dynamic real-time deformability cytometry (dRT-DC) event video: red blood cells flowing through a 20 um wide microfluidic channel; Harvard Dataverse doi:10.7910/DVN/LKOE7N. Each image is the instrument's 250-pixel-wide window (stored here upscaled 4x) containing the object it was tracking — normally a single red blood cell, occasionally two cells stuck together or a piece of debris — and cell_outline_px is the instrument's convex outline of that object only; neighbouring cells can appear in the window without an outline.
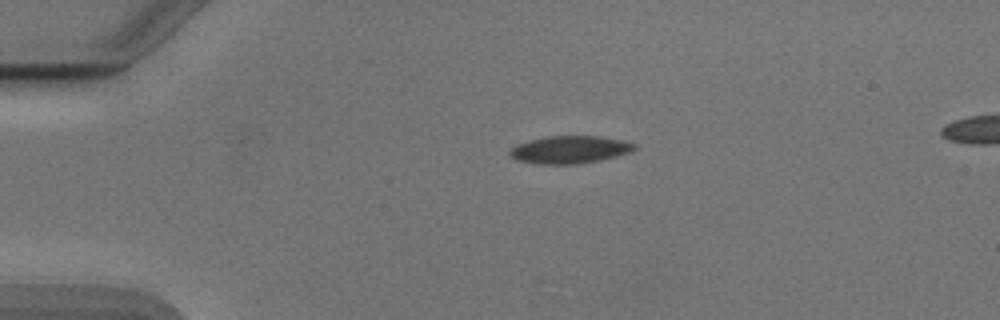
{"species": "Egyptian fruit bat (a non-hibernating species)", "species_latin": "Rousettus aegyptiacus", "temperature_condition": "cold", "stored_images_in_passage": 42, "camera_frame_rate_fps": 3000, "um_per_image_px": 0.085, "animal": {"sex": "male"}, "frame": {"image": 1, "passage_image": 1, "time_ms": 0.0, "image_size_px": [1000, 320], "cell_outline_px": [[636, 148], [628, 152], [616, 156], [600, 160], [580, 164], [532, 164], [516, 160], [508, 156], [508, 152], [516, 144], [548, 136], [596, 136], [624, 140], [636, 144]], "centroid_in_image_um": [48.39, 12.73], "position_along_channel_um": 36.6, "area_um2": 20.11}}
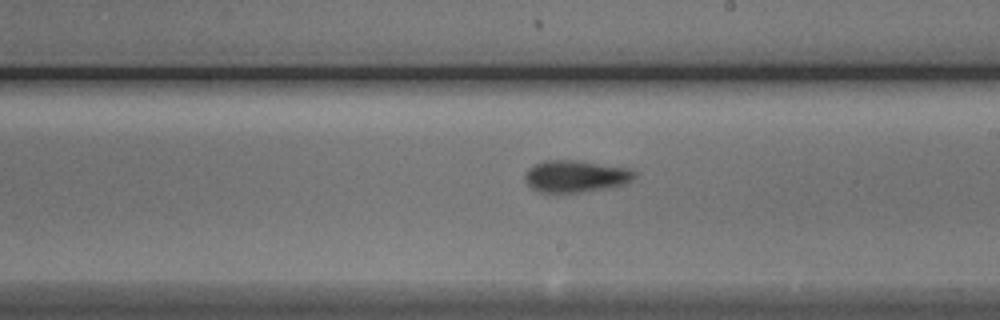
{"frame": {"image": 2, "passage_image": 20, "time_ms": 6.333, "image_size_px": [1000, 320], "cell_outline_px": [[636, 176], [632, 180], [624, 184], [604, 188], [580, 192], [540, 192], [532, 188], [524, 180], [524, 172], [528, 168], [544, 160], [580, 160], [628, 168], [636, 172]], "centroid_in_image_um": [48.91, 14.96], "position_along_channel_um": 240.1, "area_um2": 20.4}}
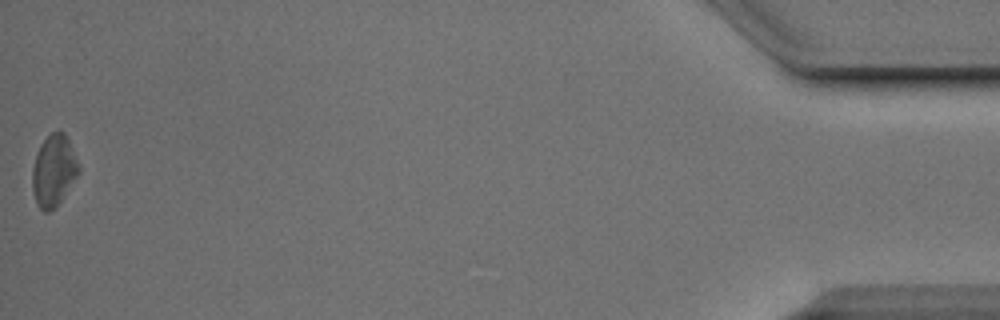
{"frame": {"image": 3, "passage_image": 42, "time_ms": 13.667, "image_size_px": [1000, 320], "cell_outline_px": [[80, 172], [60, 200], [48, 212], [44, 212], [36, 204], [32, 188], [32, 168], [36, 152], [40, 144], [52, 132], [64, 132], [80, 164]], "centroid_in_image_um": [4.55, 14.49], "position_along_channel_um": 430.6, "area_um2": 19.13}, "authors_computed_cell_mechanics": {"area_um2": 19.7965, "velocity_mm_per_s": 3.8832, "shape_relaxation_time_tau1_ms": 2.173, "shape_relaxation_time_tau2_ms": 3.3476, "deformation_change_tau1": 0.0859, "deformation_change_tau2": 0.0844}}